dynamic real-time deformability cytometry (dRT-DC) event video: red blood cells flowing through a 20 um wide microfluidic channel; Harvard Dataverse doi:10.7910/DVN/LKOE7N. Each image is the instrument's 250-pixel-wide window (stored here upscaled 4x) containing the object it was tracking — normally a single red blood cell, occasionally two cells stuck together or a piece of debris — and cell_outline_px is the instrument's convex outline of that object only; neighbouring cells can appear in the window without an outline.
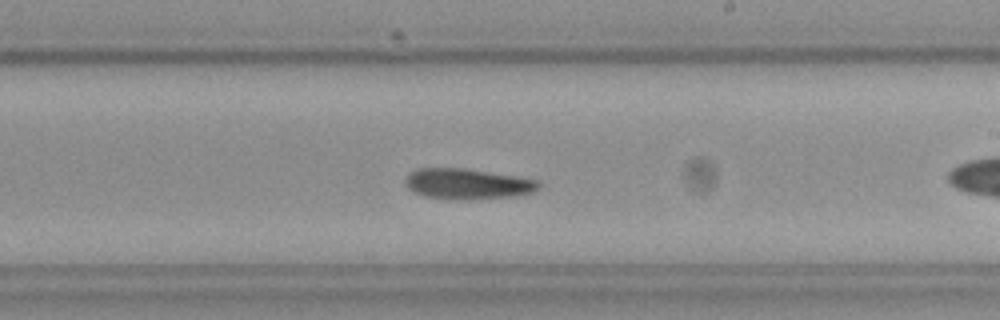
{"species": "Egyptian fruit bat (a non-hibernating species)", "species_latin": "Rousettus aegyptiacus", "temperature_condition": "cold", "stored_images_in_passage": 31, "camera_frame_rate_fps": 3000, "um_per_image_px": 0.085, "frame": {"image": 1, "passage_image": 14, "time_ms": 4.333, "image_size_px": [1000, 320], "cell_outline_px": [[544, 184], [536, 192], [508, 196], [456, 200], [424, 196], [408, 188], [404, 180], [416, 168], [464, 168], [520, 176], [540, 180]], "centroid_in_image_um": [39.81, 15.61], "position_along_channel_um": 249.2, "area_um2": 23.87}}
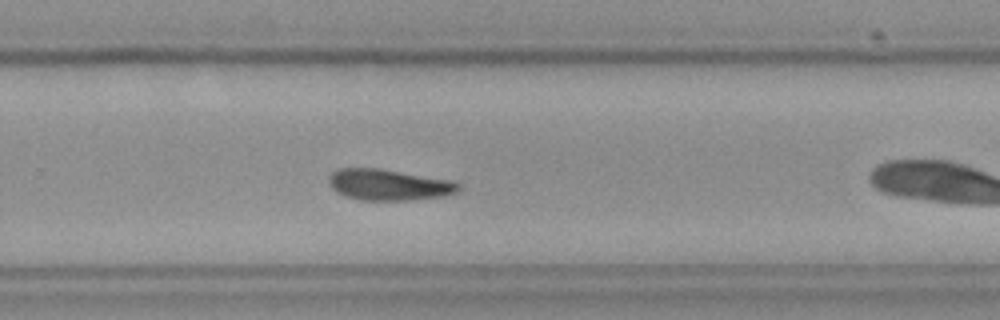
{"frame": {"image": 2, "passage_image": 18, "time_ms": 5.667, "image_size_px": [1000, 320], "cell_outline_px": [[460, 188], [456, 192], [444, 196], [408, 200], [360, 200], [336, 192], [328, 184], [328, 176], [332, 172], [340, 168], [380, 168], [448, 180], [460, 184]], "centroid_in_image_um": [32.99, 15.7], "position_along_channel_um": 296.8, "area_um2": 23.35}}